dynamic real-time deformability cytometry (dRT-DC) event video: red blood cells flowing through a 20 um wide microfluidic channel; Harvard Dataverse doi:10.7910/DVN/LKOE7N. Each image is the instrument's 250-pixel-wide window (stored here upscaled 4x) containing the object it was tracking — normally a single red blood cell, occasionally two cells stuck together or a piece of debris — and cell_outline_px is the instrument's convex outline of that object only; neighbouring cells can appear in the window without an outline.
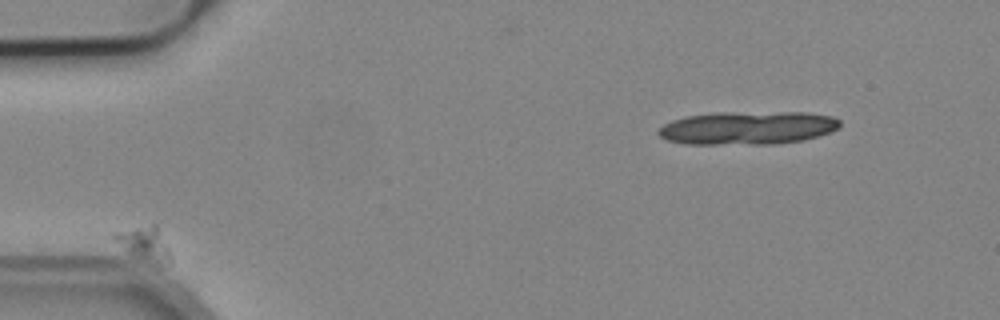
{"species": "common noctule bat (a hibernating species)", "species_latin": "Nyctalus noctula", "temperature_condition": "cold", "stored_images_in_passage": 2, "camera_frame_rate_fps": 3000, "um_per_image_px": 0.085, "animal": {"sex": "male", "body_mass_g": 19.2, "forearm_length_mm": 51.8}, "frame": {"image": 1, "passage_image": 1, "time_ms": 0.0, "image_size_px": [1000, 320], "cell_outline_px": [[172, 264], [168, 268], [156, 268], [132, 256], [112, 236], [112, 232], [152, 224], [156, 224], [172, 256]], "centroid_in_image_um": [12.38, 20.84], "position_along_channel_um": 72.6, "area_um2": 11.79}}